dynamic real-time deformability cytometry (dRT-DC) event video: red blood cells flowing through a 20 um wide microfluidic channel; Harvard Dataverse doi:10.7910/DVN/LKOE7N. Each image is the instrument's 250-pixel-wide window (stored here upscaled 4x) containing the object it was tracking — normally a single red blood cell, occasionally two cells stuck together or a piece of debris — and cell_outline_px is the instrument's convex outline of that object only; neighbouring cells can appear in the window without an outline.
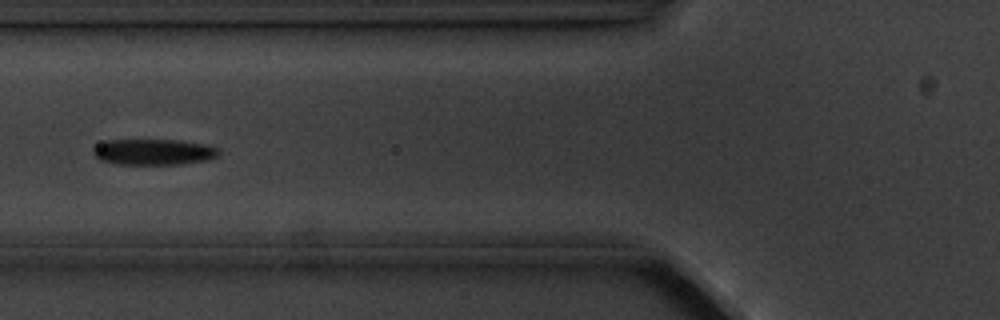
{"species": "common noctule bat (a hibernating species)", "species_latin": "Nyctalus noctula", "temperature_condition": "cold", "stored_images_in_passage": 8, "camera_frame_rate_fps": 3000, "um_per_image_px": 0.085, "animal": {"sex": "male", "body_mass_g": 20.1, "forearm_length_mm": 53.5}, "frame": {"image": 1, "passage_image": 7, "time_ms": 7.0, "image_size_px": [1000, 320], "cell_outline_px": [[220, 152], [216, 156], [208, 160], [180, 164], [112, 164], [100, 160], [92, 152], [92, 148], [104, 140], [180, 140], [208, 144], [220, 148]], "centroid_in_image_um": [13.06, 12.91], "position_along_channel_um": 112.7, "area_um2": 19.25}}